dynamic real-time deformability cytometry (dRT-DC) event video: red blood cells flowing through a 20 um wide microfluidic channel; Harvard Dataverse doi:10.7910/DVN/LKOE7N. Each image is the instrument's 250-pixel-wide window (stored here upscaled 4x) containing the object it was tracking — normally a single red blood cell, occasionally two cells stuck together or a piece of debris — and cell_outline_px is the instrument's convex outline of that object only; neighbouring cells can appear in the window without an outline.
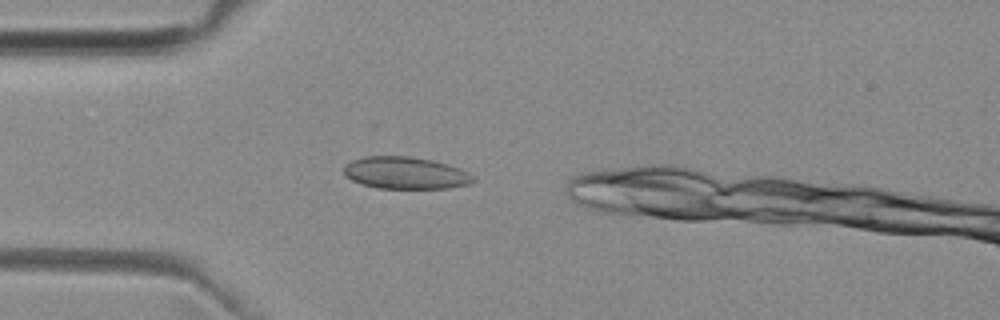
{"species": "common noctule bat (a hibernating species)", "species_latin": "Nyctalus noctula", "temperature_condition": "room temperature", "stored_images_in_passage": 36, "camera_frame_rate_fps": 3000, "um_per_image_px": 0.085, "animal": {"sex": "female", "body_mass_g": 29.2, "forearm_length_mm": 56.3}, "frame": {"image": 1, "passage_image": 2, "time_ms": 0.333, "image_size_px": [1000, 320], "cell_outline_px": [[476, 180], [468, 184], [448, 188], [380, 188], [360, 184], [344, 176], [344, 164], [352, 160], [364, 156], [408, 156], [432, 160], [456, 168], [472, 176]], "centroid_in_image_um": [34.37, 14.7], "position_along_channel_um": 50.6, "area_um2": 23.93}}
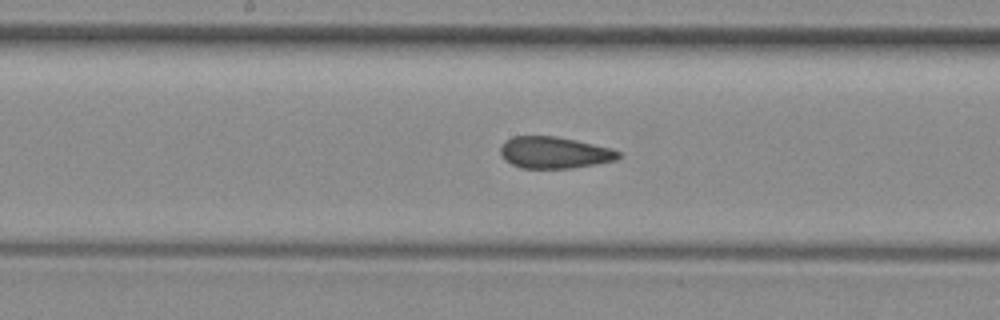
{"frame": {"image": 2, "passage_image": 14, "time_ms": 4.333, "image_size_px": [1000, 320], "cell_outline_px": [[620, 156], [616, 160], [596, 164], [572, 168], [520, 168], [504, 160], [500, 152], [500, 148], [512, 136], [556, 136], [576, 140], [612, 148], [620, 152]], "centroid_in_image_um": [47.13, 12.97], "position_along_channel_um": 201.1, "area_um2": 21.73}}
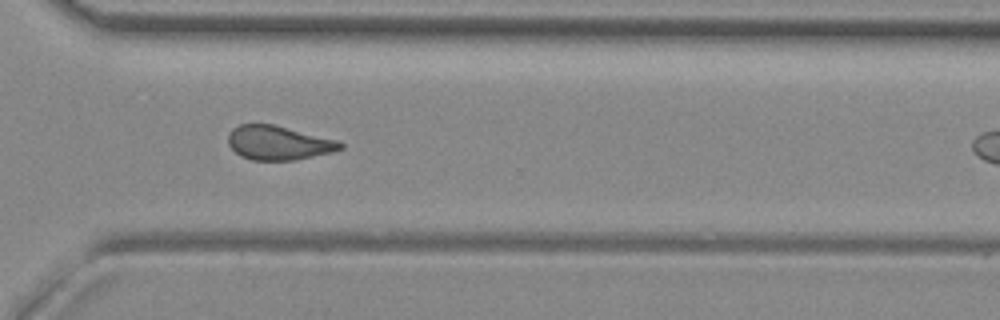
{"frame": {"image": 3, "passage_image": 25, "time_ms": 8.0, "image_size_px": [1000, 320], "cell_outline_px": [[344, 148], [332, 152], [296, 160], [252, 160], [240, 156], [228, 144], [228, 136], [232, 128], [240, 124], [272, 124], [340, 140], [344, 144]], "centroid_in_image_um": [23.7, 12.14], "position_along_channel_um": 346.9, "area_um2": 22.43}, "authors_computed_cell_mechanics": {"area_um2": 22.4264, "velocity_mm_per_s": 3.9878, "shape_relaxation_time_tau1_ms": null, "shape_relaxation_time_tau2_ms": 2.8851, "deformation_change_tau1": null, "deformation_change_tau2": 0.063}}